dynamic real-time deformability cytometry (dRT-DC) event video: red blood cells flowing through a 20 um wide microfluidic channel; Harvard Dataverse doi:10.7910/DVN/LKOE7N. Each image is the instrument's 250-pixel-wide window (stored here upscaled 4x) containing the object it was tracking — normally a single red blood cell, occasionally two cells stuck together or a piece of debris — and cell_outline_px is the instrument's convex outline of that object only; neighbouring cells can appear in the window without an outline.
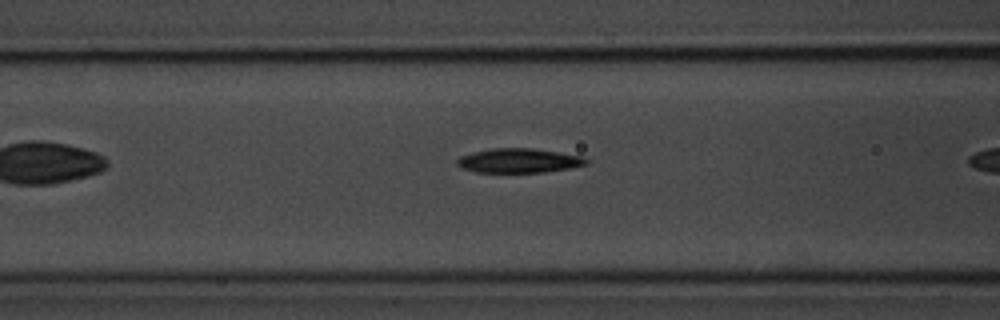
{"species": "common noctule bat (a hibernating species)", "species_latin": "Nyctalus noctula", "temperature_condition": "room temperature", "stored_images_in_passage": 4, "camera_frame_rate_fps": 3000, "um_per_image_px": 0.085, "animal": {"sex": "male", "body_mass_g": 20.1, "forearm_length_mm": 53.5}, "frame": {"image": 1, "passage_image": 4, "time_ms": 4.333, "image_size_px": [1000, 320], "cell_outline_px": [[588, 164], [568, 168], [544, 172], [476, 172], [460, 168], [456, 164], [456, 160], [460, 156], [472, 152], [492, 148], [532, 148], [560, 152], [580, 156], [588, 160]], "centroid_in_image_um": [44.05, 13.65], "position_along_channel_um": 122.5, "area_um2": 18.32}}